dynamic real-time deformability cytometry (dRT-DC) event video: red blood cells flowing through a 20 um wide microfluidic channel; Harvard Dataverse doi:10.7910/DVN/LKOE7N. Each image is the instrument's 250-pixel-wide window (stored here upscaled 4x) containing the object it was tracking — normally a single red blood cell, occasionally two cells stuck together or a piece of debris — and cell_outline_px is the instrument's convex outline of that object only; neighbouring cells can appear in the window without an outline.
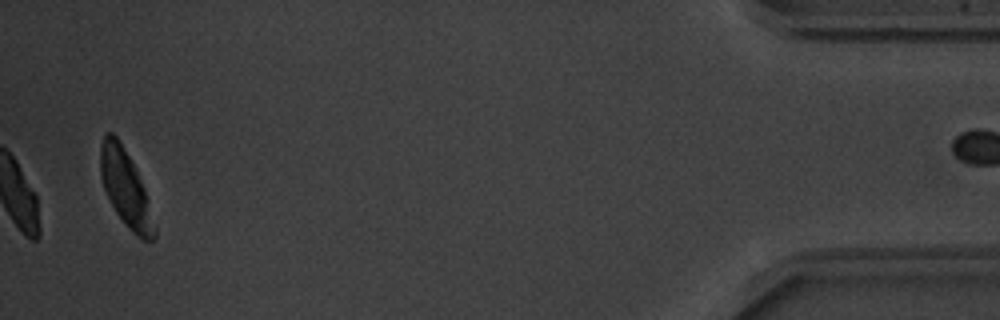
{"species": "common noctule bat (a hibernating species)", "species_latin": "Nyctalus noctula", "temperature_condition": "warm", "stored_images_in_passage": 37, "camera_frame_rate_fps": 3000, "um_per_image_px": 0.085, "animal": {"sex": "male", "body_mass_g": 20.1, "forearm_length_mm": 53.5}, "frame": {"image": 1, "passage_image": 37, "time_ms": 12.0, "image_size_px": [1000, 320], "cell_outline_px": [[156, 236], [152, 240], [144, 240], [132, 232], [124, 224], [116, 212], [104, 188], [100, 176], [100, 148], [104, 136], [108, 132], [112, 132], [116, 136], [128, 156], [144, 188], [156, 228]], "centroid_in_image_um": [10.66, 16.03], "position_along_channel_um": 424.5, "area_um2": 23.35}, "authors_computed_cell_mechanics": {"area_um2": 20.1722, "velocity_mm_per_s": 3.7803, "shape_relaxation_time_tau1_ms": 1.7903, "shape_relaxation_time_tau2_ms": 3.5185, "deformation_change_tau1": 0.1018, "deformation_change_tau2": 0.0608}}